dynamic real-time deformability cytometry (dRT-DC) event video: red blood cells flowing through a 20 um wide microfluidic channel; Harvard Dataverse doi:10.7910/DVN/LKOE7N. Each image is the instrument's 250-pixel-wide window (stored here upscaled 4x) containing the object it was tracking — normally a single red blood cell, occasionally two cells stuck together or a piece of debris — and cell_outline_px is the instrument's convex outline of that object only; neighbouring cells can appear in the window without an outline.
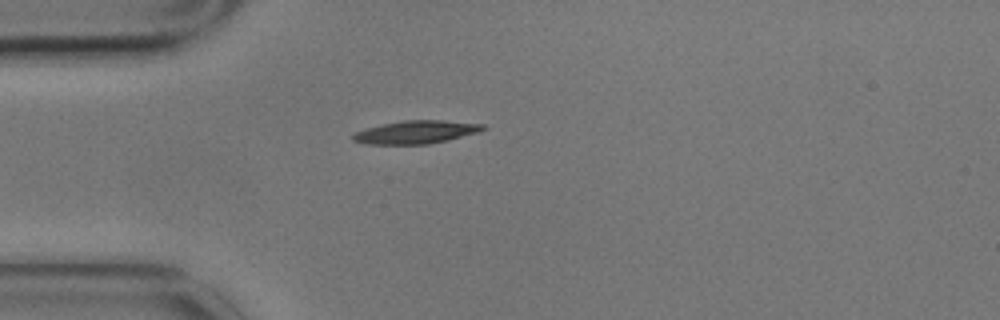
{"species": "common noctule bat (a hibernating species)", "species_latin": "Nyctalus noctula", "temperature_condition": "cold", "stored_images_in_passage": 2, "camera_frame_rate_fps": 3000, "um_per_image_px": 0.085, "animal": {"sex": "male", "body_mass_g": 17.9}, "frame": {"image": 1, "passage_image": 1, "time_ms": 0.0, "image_size_px": [1000, 320], "cell_outline_px": [[488, 128], [480, 132], [448, 140], [428, 144], [364, 144], [352, 140], [352, 132], [364, 128], [404, 120], [440, 120], [484, 124]], "centroid_in_image_um": [35.35, 11.23], "position_along_channel_um": 49.7, "area_um2": 17.63}}